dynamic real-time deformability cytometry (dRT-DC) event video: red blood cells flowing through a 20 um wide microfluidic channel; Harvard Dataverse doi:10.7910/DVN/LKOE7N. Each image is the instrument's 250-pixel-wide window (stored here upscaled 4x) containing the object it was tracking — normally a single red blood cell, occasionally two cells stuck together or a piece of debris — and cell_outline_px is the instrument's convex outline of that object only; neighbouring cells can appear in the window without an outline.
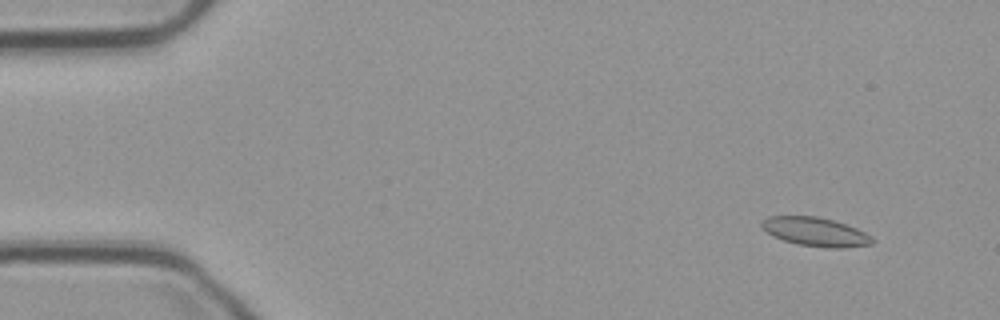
{"species": "common noctule bat (a hibernating species)", "species_latin": "Nyctalus noctula", "temperature_condition": "cold", "stored_images_in_passage": 14, "camera_frame_rate_fps": 3000, "um_per_image_px": 0.085, "animal": {"sex": "male", "body_mass_g": 23.1, "forearm_length_mm": 52.7}, "frame": {"image": 1, "passage_image": 5, "time_ms": 1.333, "image_size_px": [1000, 320], "cell_outline_px": [[876, 240], [872, 244], [844, 248], [828, 248], [796, 244], [772, 236], [760, 224], [760, 220], [768, 216], [816, 216], [832, 220], [856, 228], [872, 236]], "centroid_in_image_um": [69.32, 19.71], "position_along_channel_um": 15.7, "area_um2": 18.61}}